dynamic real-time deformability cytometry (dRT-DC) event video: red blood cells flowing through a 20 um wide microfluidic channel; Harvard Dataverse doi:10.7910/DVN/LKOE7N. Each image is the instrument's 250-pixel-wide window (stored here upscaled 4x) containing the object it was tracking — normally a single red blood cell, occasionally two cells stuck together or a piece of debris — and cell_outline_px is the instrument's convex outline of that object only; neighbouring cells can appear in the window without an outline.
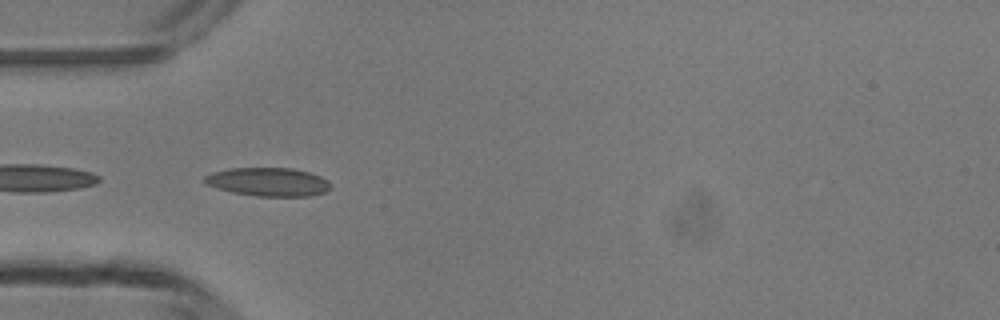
{"species": "common noctule bat (a hibernating species)", "species_latin": "Nyctalus noctula", "temperature_condition": "room temperature", "stored_images_in_passage": 5, "camera_frame_rate_fps": 3000, "um_per_image_px": 0.085, "animal": {"sex": "male", "body_mass_g": 13.3}, "frame": {"image": 1, "passage_image": 4, "time_ms": 3.333, "image_size_px": [1000, 320], "cell_outline_px": [[332, 188], [324, 192], [312, 196], [256, 196], [232, 192], [216, 188], [204, 184], [204, 176], [212, 172], [232, 168], [292, 168], [308, 172], [320, 176], [328, 180], [332, 184]], "centroid_in_image_um": [22.81, 15.46], "position_along_channel_um": 62.2, "area_um2": 21.1}}
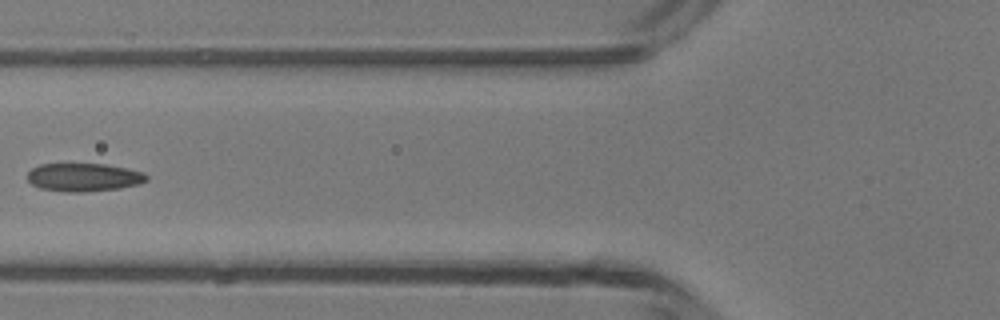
{"frame": {"image": 2, "passage_image": 5, "time_ms": 4.667, "image_size_px": [1000, 320], "cell_outline_px": [[148, 180], [140, 184], [120, 188], [84, 192], [64, 192], [40, 188], [32, 184], [28, 180], [28, 172], [32, 168], [40, 164], [104, 164], [128, 168], [144, 172], [148, 176]], "centroid_in_image_um": [7.15, 15.07], "position_along_channel_um": 118.7, "area_um2": 19.71}}